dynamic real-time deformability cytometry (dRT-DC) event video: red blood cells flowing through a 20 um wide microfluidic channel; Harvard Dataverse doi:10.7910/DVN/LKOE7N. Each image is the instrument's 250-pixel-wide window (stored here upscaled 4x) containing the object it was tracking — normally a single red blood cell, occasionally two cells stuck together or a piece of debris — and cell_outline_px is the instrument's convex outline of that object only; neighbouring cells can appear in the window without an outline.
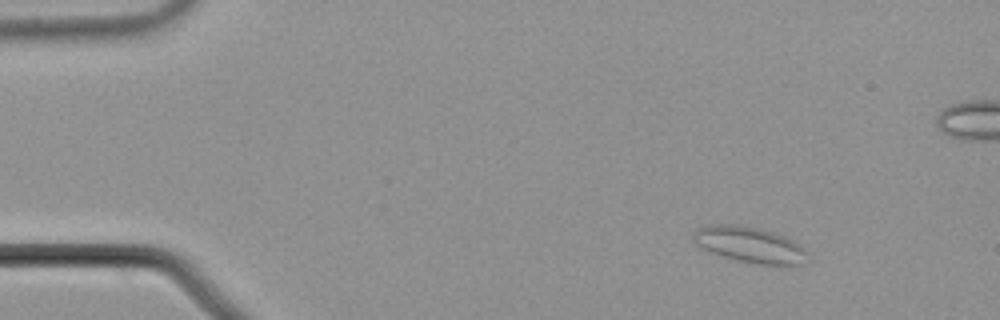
{"species": "common noctule bat (a hibernating species)", "species_latin": "Nyctalus noctula", "temperature_condition": "cold", "stored_images_in_passage": 6, "camera_frame_rate_fps": 3000, "um_per_image_px": 0.085, "animal": {"sex": "male", "body_mass_g": 21.5, "forearm_length_mm": 52.0}, "frame": {"image": 1, "passage_image": 3, "time_ms": 0.667, "image_size_px": [1000, 320], "cell_outline_px": [[804, 264], [788, 268], [756, 264], [736, 260], [700, 248], [692, 240], [692, 232], [696, 228], [712, 224], [736, 224], [756, 228], [772, 232], [784, 236], [800, 244], [804, 248]], "centroid_in_image_um": [63.71, 20.83], "position_along_channel_um": 21.3, "area_um2": 24.28}}